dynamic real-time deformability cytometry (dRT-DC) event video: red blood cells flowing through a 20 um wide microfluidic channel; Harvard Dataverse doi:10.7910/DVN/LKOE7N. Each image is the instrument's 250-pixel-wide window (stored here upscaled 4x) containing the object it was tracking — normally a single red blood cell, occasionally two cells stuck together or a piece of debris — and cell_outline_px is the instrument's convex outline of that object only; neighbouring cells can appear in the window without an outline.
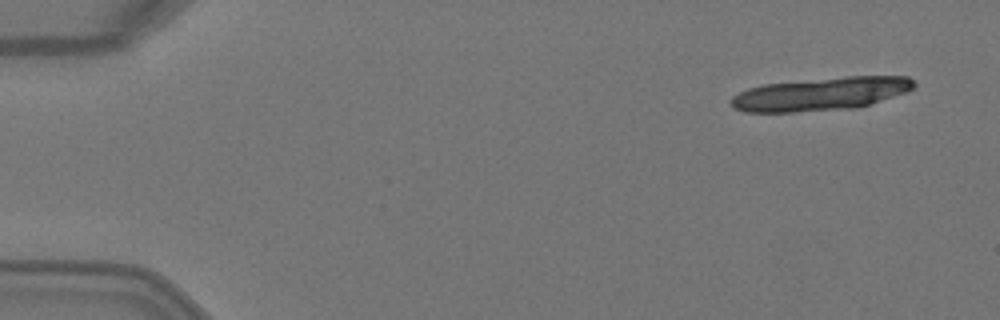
{"species": "Egyptian fruit bat (a non-hibernating species)", "species_latin": "Rousettus aegyptiacus", "temperature_condition": "warm", "stored_images_in_passage": 7, "camera_frame_rate_fps": 3000, "um_per_image_px": 0.085, "animal": {"sex": "female"}, "frame": {"image": 1, "passage_image": 1, "time_ms": 0.0, "image_size_px": [1000, 320], "cell_outline_px": [[916, 88], [856, 108], [796, 112], [744, 112], [732, 108], [728, 100], [732, 96], [748, 88], [764, 84], [848, 76], [908, 76], [916, 84]], "centroid_in_image_um": [69.71, 7.99], "position_along_channel_um": 15.3, "area_um2": 35.26}}